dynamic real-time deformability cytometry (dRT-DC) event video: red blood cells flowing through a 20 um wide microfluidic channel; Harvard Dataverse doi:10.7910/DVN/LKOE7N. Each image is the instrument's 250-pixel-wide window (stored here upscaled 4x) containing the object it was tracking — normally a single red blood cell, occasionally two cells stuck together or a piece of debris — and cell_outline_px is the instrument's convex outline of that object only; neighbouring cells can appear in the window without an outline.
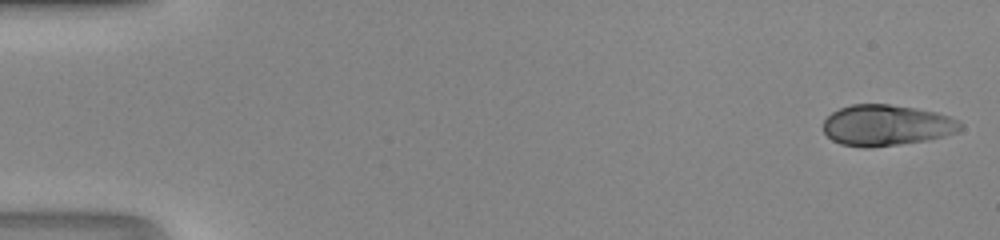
{"species": "human", "species_latin": "Homo sapiens", "temperature_condition": "room temperature", "stored_images_in_passage": 48, "segment_of_instrument_passage": [1, 2], "camera_frame_rate_fps": 3000, "um_per_image_px": 0.085, "donor": {"sex": "male"}, "frame": {"image": 1, "passage_image": 1, "time_ms": 0.0, "image_size_px": [1000, 240], "cell_outline_px": [[964, 128], [956, 132], [944, 136], [928, 140], [864, 148], [840, 144], [832, 140], [824, 132], [824, 120], [832, 112], [840, 108], [852, 104], [888, 104], [916, 108], [936, 112], [960, 120], [964, 124]], "centroid_in_image_um": [75.38, 10.64], "position_along_channel_um": 9.6, "area_um2": 32.77}}
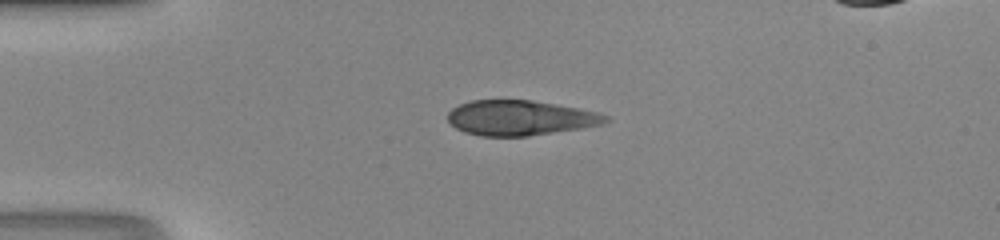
{"frame": {"image": 2, "passage_image": 12, "time_ms": 3.667, "image_size_px": [1000, 240], "cell_outline_px": [[612, 120], [604, 124], [580, 128], [528, 136], [480, 136], [464, 132], [456, 128], [448, 120], [448, 112], [452, 108], [460, 104], [472, 100], [532, 100], [576, 108], [596, 112], [608, 116]], "centroid_in_image_um": [44.2, 10.02], "position_along_channel_um": 40.8, "area_um2": 32.08}}
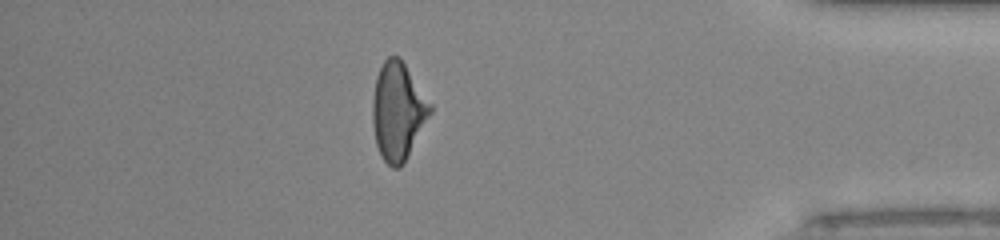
{"frame": {"image": 3, "passage_image": 41, "time_ms": 13.333, "image_size_px": [1000, 240], "cell_outline_px": [[432, 112], [404, 164], [400, 168], [392, 168], [380, 156], [376, 144], [372, 124], [372, 100], [376, 76], [384, 60], [388, 56], [400, 56], [432, 104]], "centroid_in_image_um": [33.82, 9.46], "position_along_channel_um": 401.4, "area_um2": 33.18}}